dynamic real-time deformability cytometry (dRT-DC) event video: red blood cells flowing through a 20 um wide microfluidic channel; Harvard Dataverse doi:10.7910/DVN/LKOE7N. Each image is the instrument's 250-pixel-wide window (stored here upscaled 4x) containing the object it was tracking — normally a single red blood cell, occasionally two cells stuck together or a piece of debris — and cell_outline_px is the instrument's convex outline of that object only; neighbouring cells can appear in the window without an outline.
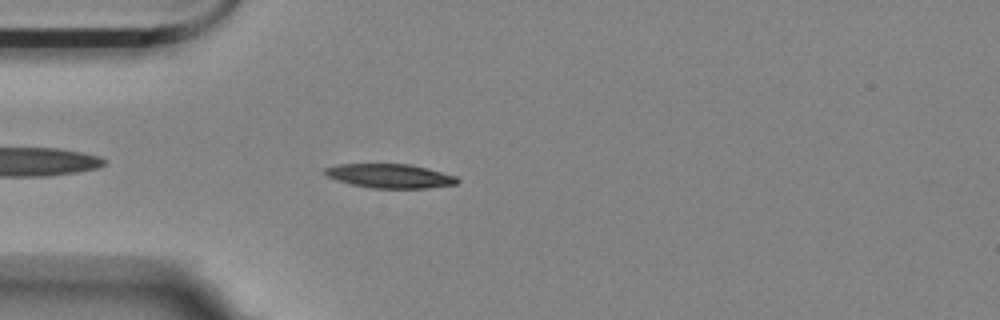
{"species": "Egyptian fruit bat (a non-hibernating species)", "species_latin": "Rousettus aegyptiacus", "temperature_condition": "room temperature", "stored_images_in_passage": 45, "camera_frame_rate_fps": 3000, "um_per_image_px": 0.085, "animal": {"sex": "female"}, "frame": {"image": 1, "passage_image": 4, "time_ms": 1.0, "image_size_px": [1000, 320], "cell_outline_px": [[460, 180], [456, 184], [428, 188], [372, 188], [352, 184], [336, 180], [328, 176], [324, 172], [324, 168], [336, 164], [408, 164], [456, 176]], "centroid_in_image_um": [33.12, 14.96], "position_along_channel_um": 51.9, "area_um2": 18.38}}
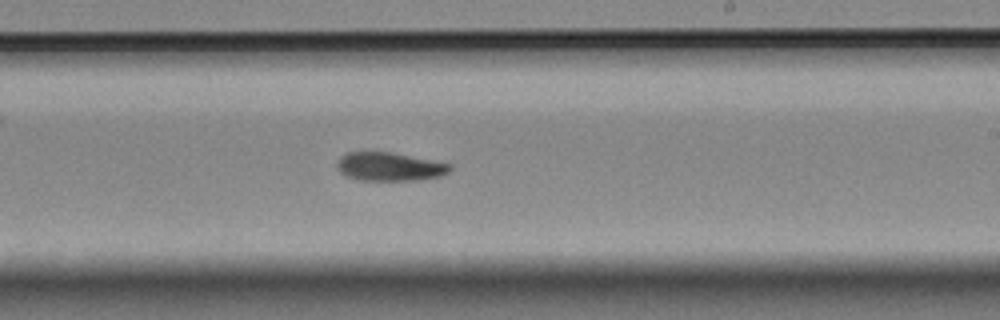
{"frame": {"image": 2, "passage_image": 22, "time_ms": 7.0, "image_size_px": [1000, 320], "cell_outline_px": [[452, 168], [448, 172], [440, 176], [416, 180], [360, 180], [348, 176], [340, 172], [336, 168], [336, 164], [340, 156], [348, 152], [388, 152], [452, 164]], "centroid_in_image_um": [33.08, 14.17], "position_along_channel_um": 255.9, "area_um2": 18.55}}
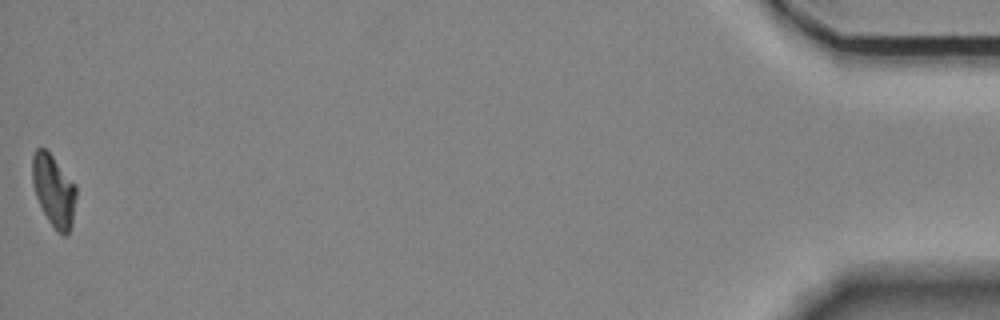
{"frame": {"image": 3, "passage_image": 45, "time_ms": 14.667, "image_size_px": [1000, 320], "cell_outline_px": [[76, 196], [72, 224], [68, 232], [64, 236], [48, 220], [36, 196], [32, 184], [32, 156], [36, 148], [44, 148], [52, 156], [76, 184]], "centroid_in_image_um": [4.56, 16.16], "position_along_channel_um": 430.6, "area_um2": 18.09}, "authors_computed_cell_mechanics": {"area_um2": 18.9006, "velocity_mm_per_s": 3.5277, "shape_relaxation_time_tau1_ms": 8.5588, "shape_relaxation_time_tau2_ms": null, "deformation_change_tau1": 0.1837, "deformation_change_tau2": null}}